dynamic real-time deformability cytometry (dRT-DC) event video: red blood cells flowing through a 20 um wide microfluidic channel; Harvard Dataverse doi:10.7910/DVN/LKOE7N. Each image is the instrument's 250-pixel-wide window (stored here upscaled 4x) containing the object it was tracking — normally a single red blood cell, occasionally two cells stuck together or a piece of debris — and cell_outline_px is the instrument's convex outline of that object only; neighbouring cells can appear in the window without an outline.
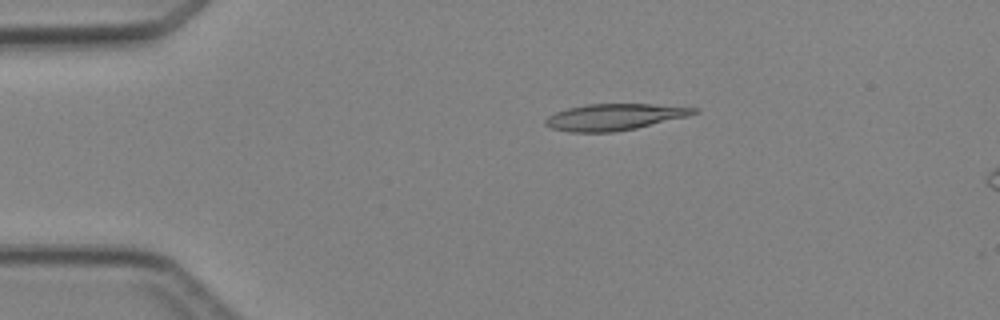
{"species": "Egyptian fruit bat (a non-hibernating species)", "species_latin": "Rousettus aegyptiacus", "temperature_condition": "cold", "stored_images_in_passage": 4, "camera_frame_rate_fps": 3000, "um_per_image_px": 0.085, "animal": {"sex": "female"}, "frame": {"image": 1, "passage_image": 3, "time_ms": 2.667, "image_size_px": [1000, 320], "cell_outline_px": [[700, 112], [688, 116], [636, 128], [612, 132], [572, 132], [552, 128], [544, 124], [544, 120], [548, 116], [556, 112], [568, 108], [588, 104], [652, 104], [700, 108]], "centroid_in_image_um": [52.25, 9.94], "position_along_channel_um": 32.8, "area_um2": 22.77}}